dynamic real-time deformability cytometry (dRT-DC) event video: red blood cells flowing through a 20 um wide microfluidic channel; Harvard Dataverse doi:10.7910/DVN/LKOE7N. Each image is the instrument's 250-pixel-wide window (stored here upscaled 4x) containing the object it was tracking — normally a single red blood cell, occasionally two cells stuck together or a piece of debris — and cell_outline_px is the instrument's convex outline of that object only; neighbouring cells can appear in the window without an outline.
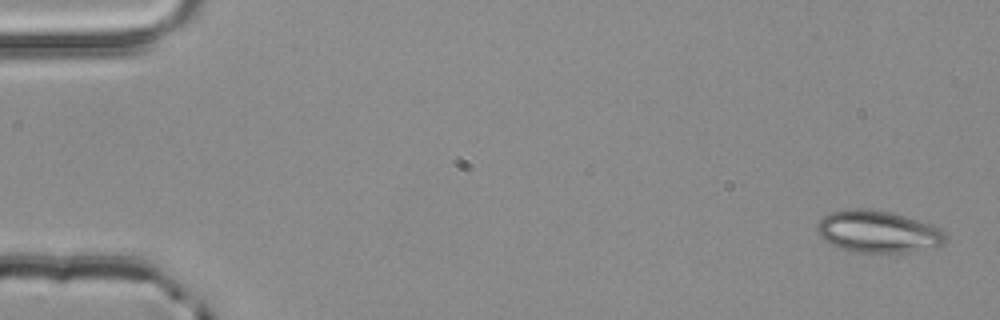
{"species": "common noctule bat (a hibernating species)", "species_latin": "Nyctalus noctula", "temperature_condition": "room temperature", "stored_images_in_passage": 3, "camera_frame_rate_fps": 3000, "um_per_image_px": 0.085, "animal": {"sex": "male", "body_mass_g": 20.4}, "frame": {"image": 1, "passage_image": 1, "time_ms": 0.0, "image_size_px": [1000, 320], "cell_outline_px": [[944, 240], [940, 244], [908, 252], [852, 252], [840, 248], [824, 240], [816, 232], [816, 224], [824, 216], [832, 212], [852, 208], [868, 208], [888, 212], [904, 216], [940, 228], [944, 232]], "centroid_in_image_um": [74.53, 19.68], "position_along_channel_um": 10.5, "area_um2": 30.87}}